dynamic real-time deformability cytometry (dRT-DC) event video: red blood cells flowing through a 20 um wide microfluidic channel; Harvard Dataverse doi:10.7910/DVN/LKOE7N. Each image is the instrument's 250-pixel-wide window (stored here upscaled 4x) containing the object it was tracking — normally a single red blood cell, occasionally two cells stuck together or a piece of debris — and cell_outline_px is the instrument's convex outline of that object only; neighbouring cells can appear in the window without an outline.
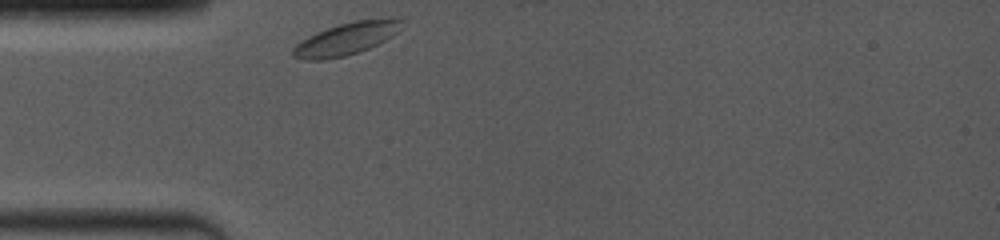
{"species": "common noctule bat (a hibernating species)", "species_latin": "Nyctalus noctula", "temperature_condition": "room temperature", "stored_images_in_passage": 10, "camera_frame_rate_fps": 4000, "um_per_image_px": 0.085, "animal": {"sex": "female", "body_mass_g": 19.0, "forearm_length_mm": 53.3}, "frame": {"image": 1, "passage_image": 1, "time_ms": 0.0, "image_size_px": [1000, 240], "cell_outline_px": [[404, 20], [396, 32], [392, 36], [360, 52], [344, 56], [324, 60], [308, 60], [292, 56], [292, 48], [300, 40], [316, 32], [340, 24], [356, 20]], "centroid_in_image_um": [29.32, 3.33], "position_along_channel_um": 55.7, "area_um2": 19.88}}
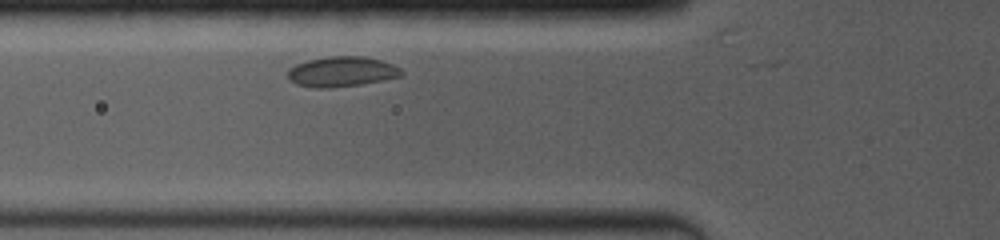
{"frame": {"image": 2, "passage_image": 6, "time_ms": 1.25, "image_size_px": [1000, 240], "cell_outline_px": [[404, 76], [360, 84], [332, 88], [316, 88], [296, 84], [288, 80], [288, 68], [296, 64], [308, 60], [328, 56], [364, 56], [380, 60], [392, 64], [400, 68], [404, 72]], "centroid_in_image_um": [29.04, 6.09], "position_along_channel_um": 96.8, "area_um2": 20.11}}